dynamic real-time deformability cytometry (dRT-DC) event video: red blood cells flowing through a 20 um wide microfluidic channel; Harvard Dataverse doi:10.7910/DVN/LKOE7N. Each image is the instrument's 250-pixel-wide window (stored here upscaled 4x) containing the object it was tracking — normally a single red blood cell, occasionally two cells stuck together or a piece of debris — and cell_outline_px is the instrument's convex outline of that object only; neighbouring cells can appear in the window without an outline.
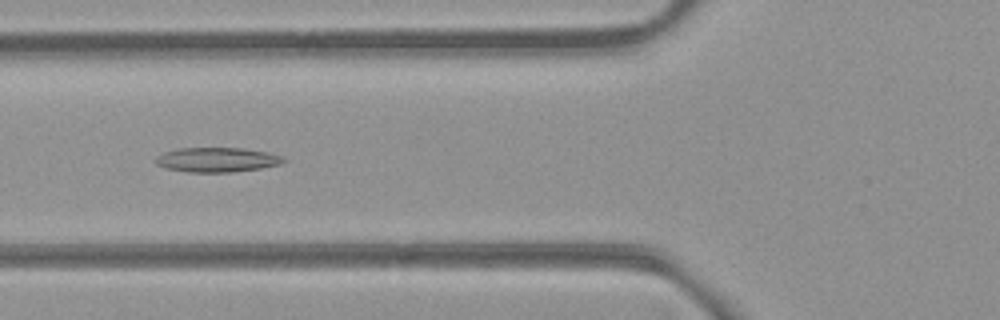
{"species": "common noctule bat (a hibernating species)", "species_latin": "Nyctalus noctula", "temperature_condition": "room temperature", "stored_images_in_passage": 53, "camera_frame_rate_fps": 3000, "um_per_image_px": 0.085, "animal": {"sex": "female", "body_mass_g": 21.9}, "frame": {"image": 1, "passage_image": 20, "time_ms": 6.333, "image_size_px": [1000, 320], "cell_outline_px": [[288, 160], [280, 164], [260, 168], [232, 172], [188, 172], [164, 168], [156, 164], [156, 156], [164, 152], [176, 148], [244, 148], [268, 152], [284, 156]], "centroid_in_image_um": [18.46, 13.57], "position_along_channel_um": 107.3, "area_um2": 18.5}}
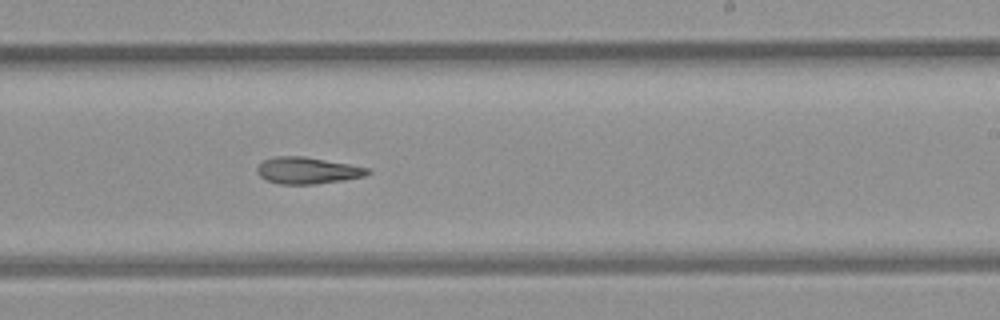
{"frame": {"image": 2, "passage_image": 32, "time_ms": 10.333, "image_size_px": [1000, 320], "cell_outline_px": [[372, 172], [364, 176], [344, 180], [316, 184], [280, 184], [264, 180], [256, 172], [256, 168], [264, 160], [272, 156], [304, 156], [372, 168]], "centroid_in_image_um": [26.14, 14.49], "position_along_channel_um": 262.9, "area_um2": 17.4}}
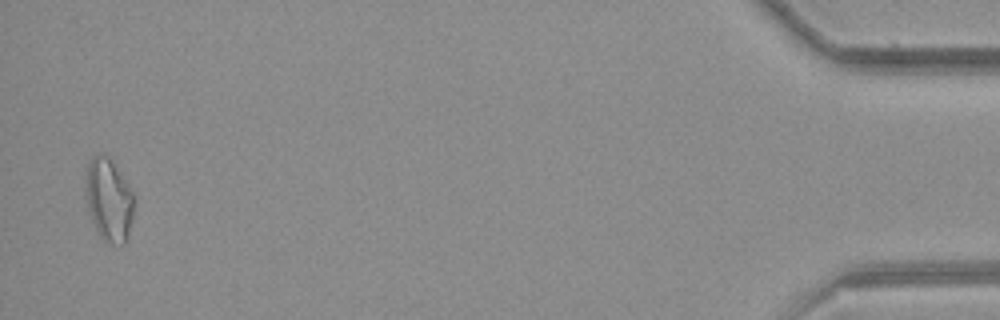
{"frame": {"image": 3, "passage_image": 52, "time_ms": 17.0, "image_size_px": [1000, 320], "cell_outline_px": [[136, 208], [128, 236], [124, 244], [112, 244], [104, 240], [100, 236], [96, 228], [88, 204], [88, 160], [92, 156], [100, 152], [104, 152], [112, 160], [128, 184], [132, 192]], "centroid_in_image_um": [9.32, 16.97], "position_along_channel_um": 425.9, "area_um2": 23.0}}